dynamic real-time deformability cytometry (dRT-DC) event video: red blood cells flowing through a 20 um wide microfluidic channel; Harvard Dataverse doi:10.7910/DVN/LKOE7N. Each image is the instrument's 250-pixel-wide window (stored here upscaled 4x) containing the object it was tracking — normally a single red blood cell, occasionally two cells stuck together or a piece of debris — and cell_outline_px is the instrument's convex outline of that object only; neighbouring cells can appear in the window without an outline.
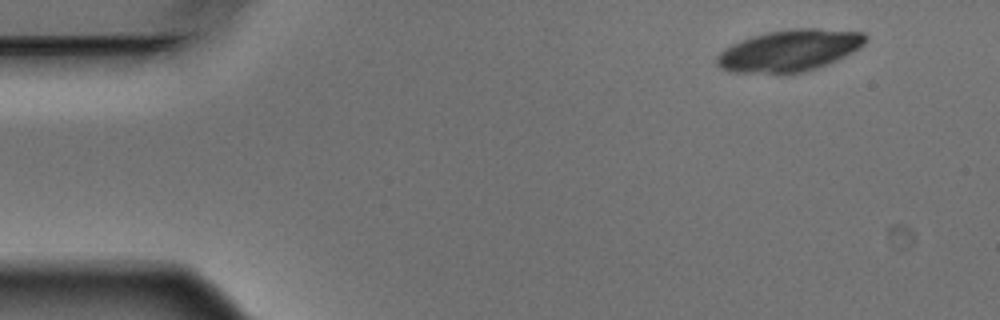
{"species": "Egyptian fruit bat (a non-hibernating species)", "species_latin": "Rousettus aegyptiacus", "temperature_condition": "warm", "stored_images_in_passage": 4, "camera_frame_rate_fps": 3000, "um_per_image_px": 0.085, "animal": {"sex": "male"}, "frame": {"image": 1, "passage_image": 1, "time_ms": 0.0, "image_size_px": [1000, 320], "cell_outline_px": [[868, 36], [864, 44], [860, 48], [828, 64], [804, 72], [784, 76], [728, 72], [720, 68], [716, 64], [716, 56], [724, 48], [740, 40], [752, 36], [768, 32], [792, 28], [820, 28], [864, 32]], "centroid_in_image_um": [67.06, 4.33], "position_along_channel_um": 17.9, "area_um2": 37.11}}